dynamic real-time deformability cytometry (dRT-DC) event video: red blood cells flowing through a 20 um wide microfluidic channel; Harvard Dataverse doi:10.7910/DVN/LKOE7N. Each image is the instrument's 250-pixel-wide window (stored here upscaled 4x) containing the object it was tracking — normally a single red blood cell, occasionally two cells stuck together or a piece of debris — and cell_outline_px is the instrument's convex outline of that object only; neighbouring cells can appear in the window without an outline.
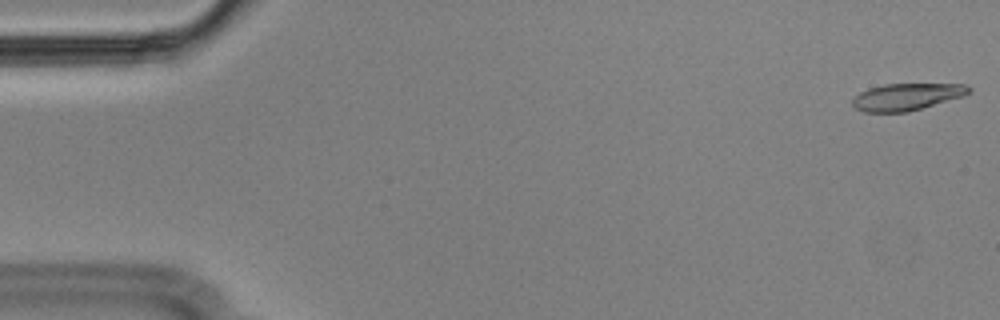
{"species": "Egyptian fruit bat (a non-hibernating species)", "species_latin": "Rousettus aegyptiacus", "temperature_condition": "cold", "stored_images_in_passage": 55, "camera_frame_rate_fps": 3000, "um_per_image_px": 0.085, "animal": {"sex": "male"}, "frame": {"image": 1, "passage_image": 1, "time_ms": 0.0, "image_size_px": [1000, 320], "cell_outline_px": [[972, 88], [964, 96], [908, 112], [864, 112], [856, 108], [852, 104], [852, 100], [860, 92], [868, 88], [884, 84], [964, 84]], "centroid_in_image_um": [77.06, 8.23], "position_along_channel_um": 7.9, "area_um2": 18.21}}
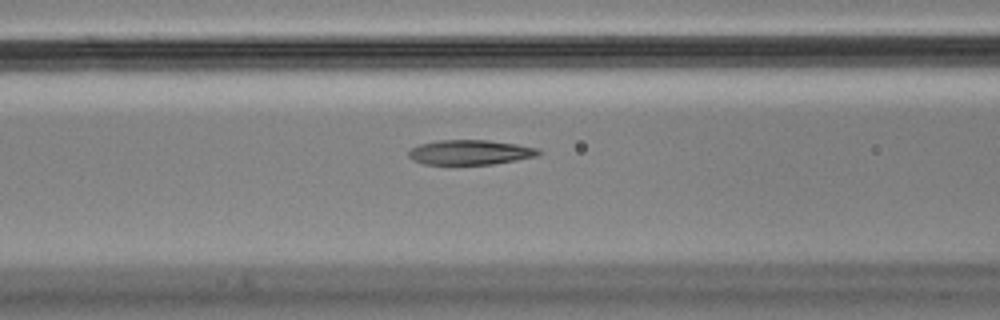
{"frame": {"image": 2, "passage_image": 22, "time_ms": 7.0, "image_size_px": [1000, 320], "cell_outline_px": [[540, 152], [536, 156], [516, 160], [492, 164], [424, 164], [412, 160], [408, 156], [408, 152], [412, 148], [420, 144], [440, 140], [488, 140], [516, 144], [540, 148]], "centroid_in_image_um": [39.96, 12.94], "position_along_channel_um": 126.6, "area_um2": 18.67}}
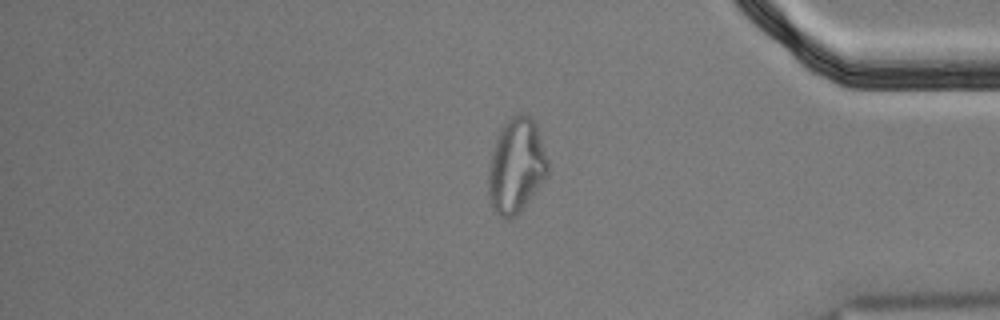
{"frame": {"image": 3, "passage_image": 46, "time_ms": 15.0, "image_size_px": [1000, 320], "cell_outline_px": [[548, 172], [540, 184], [520, 212], [516, 216], [508, 220], [504, 220], [492, 208], [488, 196], [488, 164], [496, 136], [500, 128], [512, 116], [520, 112], [524, 112], [536, 124], [548, 160]], "centroid_in_image_um": [43.84, 14.1], "position_along_channel_um": 391.4, "area_um2": 33.0}, "authors_computed_cell_mechanics": {"area_um2": 19.652, "velocity_mm_per_s": 3.6032, "shape_relaxation_time_tau1_ms": null, "shape_relaxation_time_tau2_ms": 2.5687, "deformation_change_tau1": null, "deformation_change_tau2": 0.0836}}